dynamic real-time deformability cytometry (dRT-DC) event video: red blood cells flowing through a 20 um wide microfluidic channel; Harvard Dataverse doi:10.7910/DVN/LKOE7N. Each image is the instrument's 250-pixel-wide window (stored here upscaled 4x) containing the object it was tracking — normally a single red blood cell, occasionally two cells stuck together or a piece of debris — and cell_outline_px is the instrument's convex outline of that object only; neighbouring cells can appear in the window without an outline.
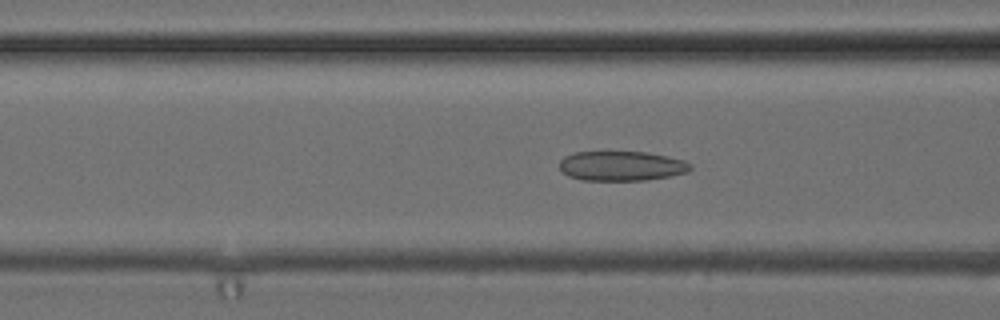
{"species": "common noctule bat (a hibernating species)", "species_latin": "Nyctalus noctula", "temperature_condition": "cold", "stored_images_in_passage": 51, "camera_frame_rate_fps": 3000, "um_per_image_px": 0.085, "animal": {"sex": "female", "body_mass_g": 24.6, "forearm_length_mm": 56.2}, "frame": {"image": 1, "passage_image": 20, "time_ms": 6.333, "image_size_px": [1000, 320], "cell_outline_px": [[692, 168], [688, 172], [672, 176], [644, 180], [584, 180], [568, 176], [560, 172], [560, 160], [564, 156], [576, 152], [648, 152], [668, 156], [684, 160], [692, 164]], "centroid_in_image_um": [52.85, 14.1], "position_along_channel_um": 113.8, "area_um2": 22.83}}
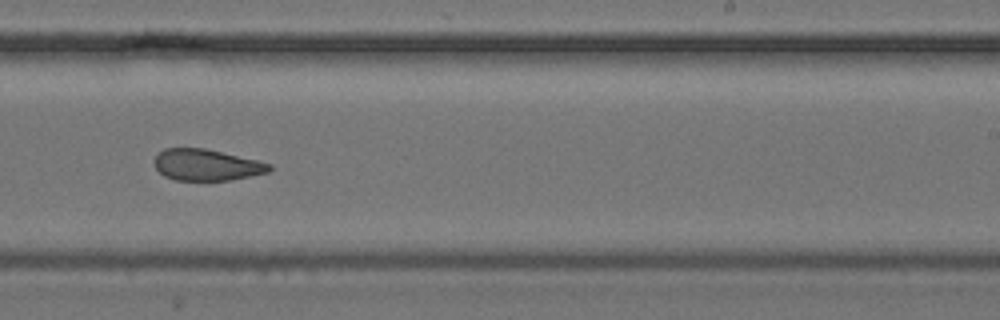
{"frame": {"image": 2, "passage_image": 32, "time_ms": 10.333, "image_size_px": [1000, 320], "cell_outline_px": [[272, 168], [268, 172], [228, 180], [176, 180], [164, 176], [156, 168], [156, 156], [164, 148], [204, 148], [256, 160], [272, 164]], "centroid_in_image_um": [17.55, 14.01], "position_along_channel_um": 271.4, "area_um2": 20.63}}
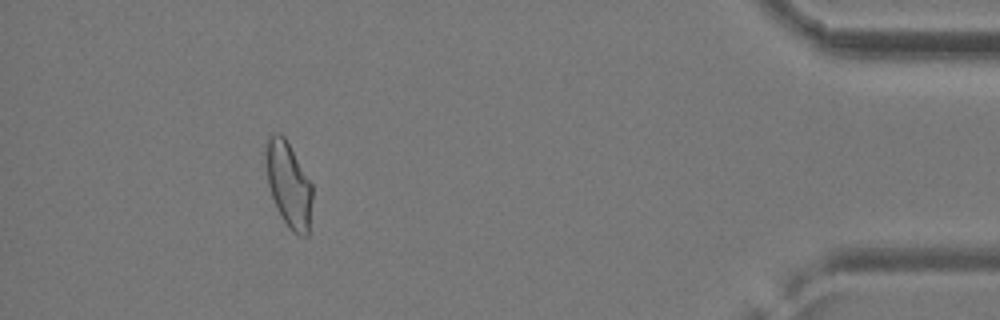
{"frame": {"image": 3, "passage_image": 47, "time_ms": 15.333, "image_size_px": [1000, 320], "cell_outline_px": [[312, 200], [308, 236], [300, 236], [292, 232], [288, 228], [272, 196], [268, 184], [264, 164], [264, 144], [268, 136], [276, 132], [280, 132], [284, 136], [312, 184]], "centroid_in_image_um": [24.5, 15.64], "position_along_channel_um": 410.7, "area_um2": 23.29}, "authors_computed_cell_mechanics": {"area_um2": 23.1778, "velocity_mm_per_s": 3.9478, "shape_relaxation_time_tau1_ms": null, "shape_relaxation_time_tau2_ms": 2.6122, "deformation_change_tau1": null, "deformation_change_tau2": 0.0941}}